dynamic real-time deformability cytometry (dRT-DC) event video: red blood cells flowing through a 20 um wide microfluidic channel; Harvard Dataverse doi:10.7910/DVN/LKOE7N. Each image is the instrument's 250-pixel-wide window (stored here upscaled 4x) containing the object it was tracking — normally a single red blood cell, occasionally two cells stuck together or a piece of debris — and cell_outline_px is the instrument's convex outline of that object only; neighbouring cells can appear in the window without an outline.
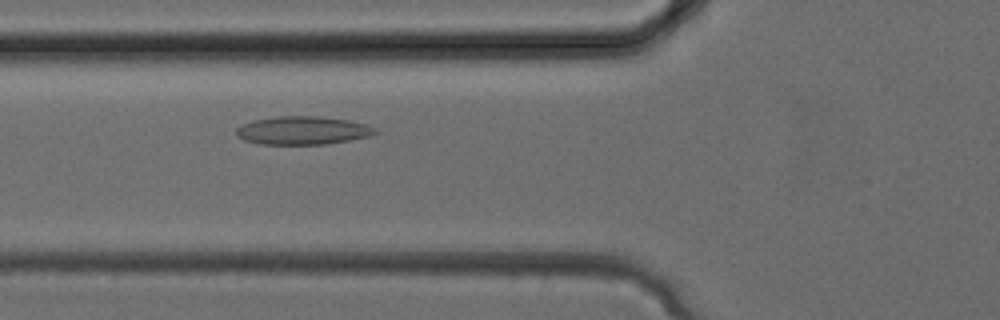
{"species": "common noctule bat (a hibernating species)", "species_latin": "Nyctalus noctula", "temperature_condition": "cold", "stored_images_in_passage": 4, "camera_frame_rate_fps": 3000, "um_per_image_px": 0.085, "animal": {"sex": "female", "body_mass_g": 24.6, "forearm_length_mm": 56.2}, "frame": {"image": 1, "passage_image": 4, "time_ms": 1.0, "image_size_px": [1000, 320], "cell_outline_px": [[380, 132], [368, 136], [348, 140], [324, 144], [260, 144], [244, 140], [236, 136], [236, 128], [240, 124], [252, 120], [276, 116], [320, 116], [348, 120], [368, 124], [376, 128]], "centroid_in_image_um": [25.71, 11.08], "position_along_channel_um": 100.1, "area_um2": 23.06}}